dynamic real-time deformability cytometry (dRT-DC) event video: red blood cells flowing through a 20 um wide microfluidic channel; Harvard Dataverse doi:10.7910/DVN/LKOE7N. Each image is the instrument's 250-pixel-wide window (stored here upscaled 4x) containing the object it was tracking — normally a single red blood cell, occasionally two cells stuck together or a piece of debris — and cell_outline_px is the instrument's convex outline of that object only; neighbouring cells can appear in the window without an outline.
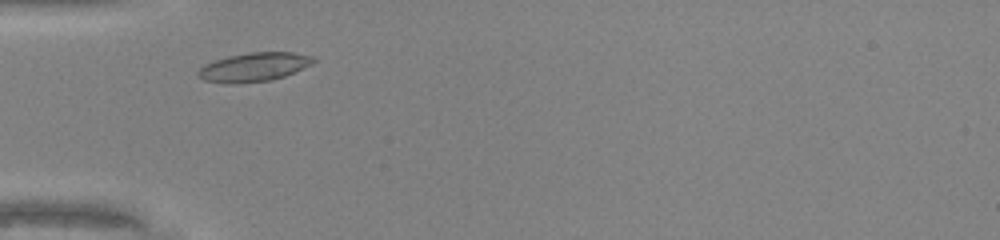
{"species": "common noctule bat (a hibernating species)", "species_latin": "Nyctalus noctula", "temperature_condition": "warm", "stored_images_in_passage": 27, "camera_frame_rate_fps": 3000, "um_per_image_px": 0.085, "animal": {"sex": "male", "body_mass_g": 20.0, "forearm_length_mm": 53.3}, "frame": {"image": 1, "passage_image": 3, "time_ms": 0.667, "image_size_px": [1000, 240], "cell_outline_px": [[316, 60], [312, 64], [284, 76], [272, 80], [232, 84], [224, 84], [204, 80], [196, 76], [196, 72], [204, 64], [228, 56], [252, 52], [292, 52], [312, 56]], "centroid_in_image_um": [21.54, 5.71], "position_along_channel_um": 63.5, "area_um2": 19.42}}
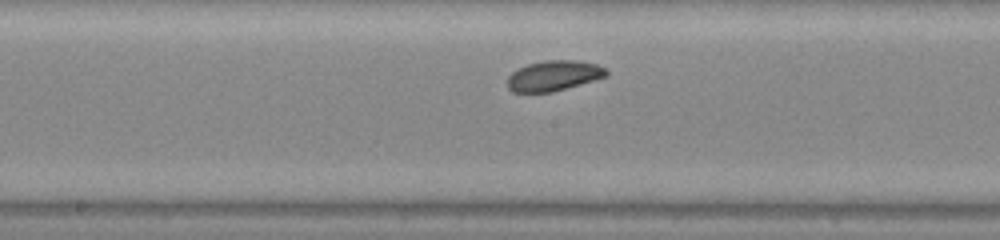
{"frame": {"image": 2, "passage_image": 13, "time_ms": 4.0, "image_size_px": [1000, 240], "cell_outline_px": [[608, 76], [596, 80], [552, 92], [512, 92], [508, 88], [508, 76], [512, 72], [528, 64], [548, 60], [576, 60], [596, 64], [608, 68]], "centroid_in_image_um": [47.11, 6.44], "position_along_channel_um": 201.1, "area_um2": 17.51}}
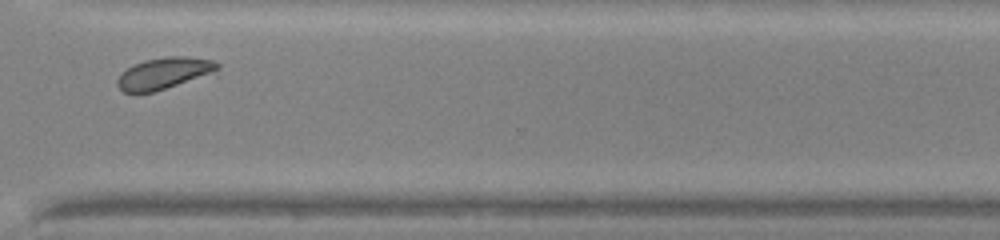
{"frame": {"image": 3, "passage_image": 24, "time_ms": 7.667, "image_size_px": [1000, 240], "cell_outline_px": [[220, 68], [176, 84], [152, 92], [124, 92], [116, 84], [116, 80], [128, 68], [144, 60], [168, 56], [184, 56], [212, 60], [220, 64]], "centroid_in_image_um": [13.88, 6.2], "position_along_channel_um": 356.7, "area_um2": 17.46}, "authors_computed_cell_mechanics": {"area_um2": 17.4556, "velocity_mm_per_s": 4.2208, "shape_relaxation_time_tau1_ms": 3.8246, "shape_relaxation_time_tau2_ms": null, "deformation_change_tau1": 0.0896, "deformation_change_tau2": null}}